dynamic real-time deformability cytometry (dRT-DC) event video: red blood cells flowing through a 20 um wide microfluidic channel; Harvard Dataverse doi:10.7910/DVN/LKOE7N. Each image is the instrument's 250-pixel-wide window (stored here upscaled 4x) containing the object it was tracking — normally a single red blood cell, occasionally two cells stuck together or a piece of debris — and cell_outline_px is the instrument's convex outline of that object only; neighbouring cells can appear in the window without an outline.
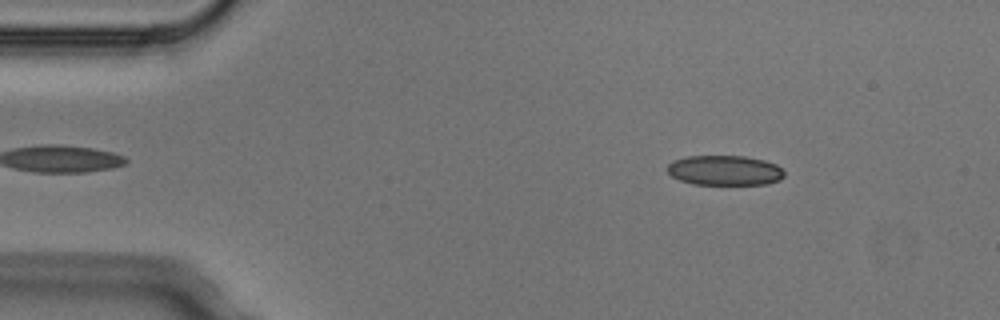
{"species": "Egyptian fruit bat (a non-hibernating species)", "species_latin": "Rousettus aegyptiacus", "temperature_condition": "cold", "stored_images_in_passage": 3, "camera_frame_rate_fps": 3000, "um_per_image_px": 0.085, "animal": {"sex": "male"}, "frame": {"image": 1, "passage_image": 1, "time_ms": 0.0, "image_size_px": [1000, 320], "cell_outline_px": [[784, 176], [780, 180], [768, 184], [692, 184], [680, 180], [672, 176], [668, 172], [668, 164], [672, 160], [688, 156], [744, 156], [764, 160], [776, 164], [784, 172]], "centroid_in_image_um": [61.6, 14.48], "position_along_channel_um": 23.4, "area_um2": 20.4}}